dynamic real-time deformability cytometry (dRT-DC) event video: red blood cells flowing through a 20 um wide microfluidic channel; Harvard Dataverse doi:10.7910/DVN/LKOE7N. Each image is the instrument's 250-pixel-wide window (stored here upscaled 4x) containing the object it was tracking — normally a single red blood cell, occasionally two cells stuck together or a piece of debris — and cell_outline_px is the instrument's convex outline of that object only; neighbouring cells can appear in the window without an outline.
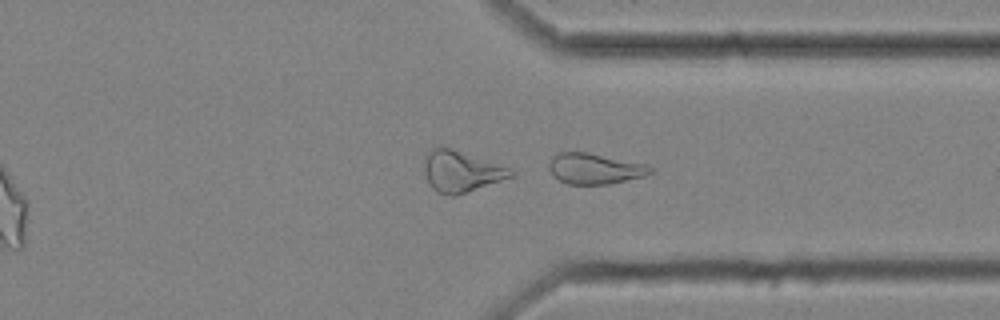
{"species": "common noctule bat (a hibernating species)", "species_latin": "Nyctalus noctula", "temperature_condition": "cold", "stored_images_in_passage": 46, "camera_frame_rate_fps": 3000, "um_per_image_px": 0.085, "animal": {"sex": "female", "body_mass_g": 25.1}, "frame": {"image": 1, "passage_image": 40, "time_ms": 13.0, "image_size_px": [1000, 320], "cell_outline_px": [[656, 172], [644, 176], [608, 184], [568, 184], [552, 176], [548, 168], [548, 164], [552, 156], [560, 152], [588, 152], [644, 164], [656, 168]], "centroid_in_image_um": [50.56, 14.33], "position_along_channel_um": 360.8, "area_um2": 18.26}, "authors_computed_cell_mechanics": {"area_um2": 20.0855, "velocity_mm_per_s": 3.4596, "shape_relaxation_time_tau1_ms": 0.2683, "shape_relaxation_time_tau2_ms": 2.826, "deformation_change_tau1": 0.233, "deformation_change_tau2": 0.1078}}